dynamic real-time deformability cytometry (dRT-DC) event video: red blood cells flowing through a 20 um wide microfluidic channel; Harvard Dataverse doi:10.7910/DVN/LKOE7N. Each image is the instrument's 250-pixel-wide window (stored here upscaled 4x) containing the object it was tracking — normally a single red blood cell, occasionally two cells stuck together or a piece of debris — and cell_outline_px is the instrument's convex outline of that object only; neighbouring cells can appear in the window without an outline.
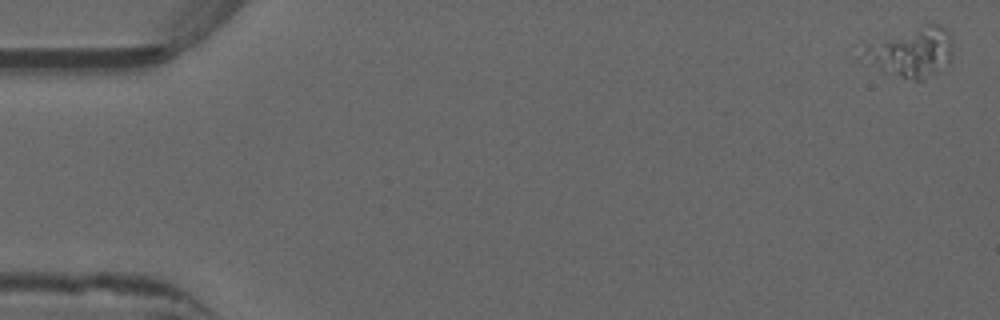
{"species": "common noctule bat (a hibernating species)", "species_latin": "Nyctalus noctula", "temperature_condition": "warm", "stored_images_in_passage": 16, "camera_frame_rate_fps": 3000, "um_per_image_px": 0.085, "animal": {"sex": "male", "forearm_length_mm": 52.5}, "frame": {"image": 1, "passage_image": 1, "time_ms": 0.0, "image_size_px": [1000, 320], "cell_outline_px": [[952, 60], [948, 64], [920, 80], [916, 80], [884, 72], [864, 52], [868, 44], [928, 20], [940, 24], [948, 32], [952, 40]], "centroid_in_image_um": [77.62, 4.34], "position_along_channel_um": 7.4, "area_um2": 25.37}}